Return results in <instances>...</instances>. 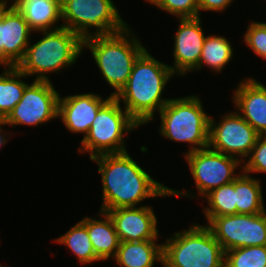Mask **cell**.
<instances>
[{"instance_id": "f546056e", "label": "cell", "mask_w": 266, "mask_h": 267, "mask_svg": "<svg viewBox=\"0 0 266 267\" xmlns=\"http://www.w3.org/2000/svg\"><path fill=\"white\" fill-rule=\"evenodd\" d=\"M233 0H198L199 17L202 11L222 12L226 10Z\"/></svg>"}, {"instance_id": "f1b7e54d", "label": "cell", "mask_w": 266, "mask_h": 267, "mask_svg": "<svg viewBox=\"0 0 266 267\" xmlns=\"http://www.w3.org/2000/svg\"><path fill=\"white\" fill-rule=\"evenodd\" d=\"M244 42L255 54L266 60V23L251 22L244 34Z\"/></svg>"}, {"instance_id": "7402d4cb", "label": "cell", "mask_w": 266, "mask_h": 267, "mask_svg": "<svg viewBox=\"0 0 266 267\" xmlns=\"http://www.w3.org/2000/svg\"><path fill=\"white\" fill-rule=\"evenodd\" d=\"M25 76L17 67L12 66H7L0 74V118H6L20 102L25 88L29 85L21 79Z\"/></svg>"}, {"instance_id": "5bb4252c", "label": "cell", "mask_w": 266, "mask_h": 267, "mask_svg": "<svg viewBox=\"0 0 266 267\" xmlns=\"http://www.w3.org/2000/svg\"><path fill=\"white\" fill-rule=\"evenodd\" d=\"M179 28L174 38L173 73L184 75L196 70L202 52L205 34L202 30L201 17L179 18Z\"/></svg>"}, {"instance_id": "9c48e42d", "label": "cell", "mask_w": 266, "mask_h": 267, "mask_svg": "<svg viewBox=\"0 0 266 267\" xmlns=\"http://www.w3.org/2000/svg\"><path fill=\"white\" fill-rule=\"evenodd\" d=\"M206 219L207 226L225 252L241 247L266 246V211Z\"/></svg>"}, {"instance_id": "ba28073f", "label": "cell", "mask_w": 266, "mask_h": 267, "mask_svg": "<svg viewBox=\"0 0 266 267\" xmlns=\"http://www.w3.org/2000/svg\"><path fill=\"white\" fill-rule=\"evenodd\" d=\"M63 28L77 33L83 40L110 35L128 25L122 20L112 0H61ZM96 28L90 32V28Z\"/></svg>"}, {"instance_id": "7c38bea8", "label": "cell", "mask_w": 266, "mask_h": 267, "mask_svg": "<svg viewBox=\"0 0 266 267\" xmlns=\"http://www.w3.org/2000/svg\"><path fill=\"white\" fill-rule=\"evenodd\" d=\"M222 116L218 124L210 117L209 147L225 155L238 156L243 163L259 134L237 111Z\"/></svg>"}, {"instance_id": "8992f818", "label": "cell", "mask_w": 266, "mask_h": 267, "mask_svg": "<svg viewBox=\"0 0 266 267\" xmlns=\"http://www.w3.org/2000/svg\"><path fill=\"white\" fill-rule=\"evenodd\" d=\"M159 114L161 136L189 143L186 153L209 147L210 116L197 95L170 99Z\"/></svg>"}, {"instance_id": "277c9868", "label": "cell", "mask_w": 266, "mask_h": 267, "mask_svg": "<svg viewBox=\"0 0 266 267\" xmlns=\"http://www.w3.org/2000/svg\"><path fill=\"white\" fill-rule=\"evenodd\" d=\"M43 38L26 48L23 59L16 66L26 76L34 80L50 81L48 73L60 72L72 66L81 55L83 39L67 28L41 31Z\"/></svg>"}, {"instance_id": "603a6c76", "label": "cell", "mask_w": 266, "mask_h": 267, "mask_svg": "<svg viewBox=\"0 0 266 267\" xmlns=\"http://www.w3.org/2000/svg\"><path fill=\"white\" fill-rule=\"evenodd\" d=\"M59 244H64L76 255L82 264L101 261L94 252L92 242L86 228V217L75 224L67 233L54 240Z\"/></svg>"}, {"instance_id": "4fadbf2b", "label": "cell", "mask_w": 266, "mask_h": 267, "mask_svg": "<svg viewBox=\"0 0 266 267\" xmlns=\"http://www.w3.org/2000/svg\"><path fill=\"white\" fill-rule=\"evenodd\" d=\"M7 4L0 10V60L6 66L16 67L31 43L33 31L15 5L7 8Z\"/></svg>"}, {"instance_id": "9a60e30c", "label": "cell", "mask_w": 266, "mask_h": 267, "mask_svg": "<svg viewBox=\"0 0 266 267\" xmlns=\"http://www.w3.org/2000/svg\"><path fill=\"white\" fill-rule=\"evenodd\" d=\"M151 206L121 207L108 210L120 242L157 240V217Z\"/></svg>"}, {"instance_id": "3957f363", "label": "cell", "mask_w": 266, "mask_h": 267, "mask_svg": "<svg viewBox=\"0 0 266 267\" xmlns=\"http://www.w3.org/2000/svg\"><path fill=\"white\" fill-rule=\"evenodd\" d=\"M131 29L110 35L93 36L83 40L106 82L113 87L110 96H116L127 83L137 58L146 50ZM130 37V38H129Z\"/></svg>"}, {"instance_id": "ffe728a7", "label": "cell", "mask_w": 266, "mask_h": 267, "mask_svg": "<svg viewBox=\"0 0 266 267\" xmlns=\"http://www.w3.org/2000/svg\"><path fill=\"white\" fill-rule=\"evenodd\" d=\"M105 219L86 217V228L95 255L102 261L114 258L119 248V238L114 223L107 212L100 211Z\"/></svg>"}, {"instance_id": "d6a6232c", "label": "cell", "mask_w": 266, "mask_h": 267, "mask_svg": "<svg viewBox=\"0 0 266 267\" xmlns=\"http://www.w3.org/2000/svg\"><path fill=\"white\" fill-rule=\"evenodd\" d=\"M0 65L6 68V65L0 60Z\"/></svg>"}, {"instance_id": "8fae6325", "label": "cell", "mask_w": 266, "mask_h": 267, "mask_svg": "<svg viewBox=\"0 0 266 267\" xmlns=\"http://www.w3.org/2000/svg\"><path fill=\"white\" fill-rule=\"evenodd\" d=\"M52 81L34 80L23 93L20 102L5 118L9 126L27 125L37 126L58 118L57 90Z\"/></svg>"}, {"instance_id": "ac0fdd59", "label": "cell", "mask_w": 266, "mask_h": 267, "mask_svg": "<svg viewBox=\"0 0 266 267\" xmlns=\"http://www.w3.org/2000/svg\"><path fill=\"white\" fill-rule=\"evenodd\" d=\"M13 4L33 32L62 28L55 25L62 20L61 0H14Z\"/></svg>"}, {"instance_id": "5b68a950", "label": "cell", "mask_w": 266, "mask_h": 267, "mask_svg": "<svg viewBox=\"0 0 266 267\" xmlns=\"http://www.w3.org/2000/svg\"><path fill=\"white\" fill-rule=\"evenodd\" d=\"M163 267H224L225 251L210 228L195 223L163 243Z\"/></svg>"}, {"instance_id": "d4e9b609", "label": "cell", "mask_w": 266, "mask_h": 267, "mask_svg": "<svg viewBox=\"0 0 266 267\" xmlns=\"http://www.w3.org/2000/svg\"><path fill=\"white\" fill-rule=\"evenodd\" d=\"M208 207L204 208L205 217H219L237 214L235 180L211 190L204 196Z\"/></svg>"}, {"instance_id": "30bf717a", "label": "cell", "mask_w": 266, "mask_h": 267, "mask_svg": "<svg viewBox=\"0 0 266 267\" xmlns=\"http://www.w3.org/2000/svg\"><path fill=\"white\" fill-rule=\"evenodd\" d=\"M185 160L196 189L203 197L211 190L234 181L240 174L235 171L242 163L238 158L219 153L210 147L186 153Z\"/></svg>"}, {"instance_id": "52a82bcc", "label": "cell", "mask_w": 266, "mask_h": 267, "mask_svg": "<svg viewBox=\"0 0 266 267\" xmlns=\"http://www.w3.org/2000/svg\"><path fill=\"white\" fill-rule=\"evenodd\" d=\"M140 125L112 97L98 112L86 136L81 140L79 153L88 152L90 159L103 154L125 152L124 135ZM127 132V133H126Z\"/></svg>"}, {"instance_id": "d6986e66", "label": "cell", "mask_w": 266, "mask_h": 267, "mask_svg": "<svg viewBox=\"0 0 266 267\" xmlns=\"http://www.w3.org/2000/svg\"><path fill=\"white\" fill-rule=\"evenodd\" d=\"M156 240L120 242L114 257L121 267H154L159 261L162 265L163 244Z\"/></svg>"}, {"instance_id": "7a4b0ae2", "label": "cell", "mask_w": 266, "mask_h": 267, "mask_svg": "<svg viewBox=\"0 0 266 267\" xmlns=\"http://www.w3.org/2000/svg\"><path fill=\"white\" fill-rule=\"evenodd\" d=\"M174 75L171 67L149 54L147 49L135 61L125 86L114 96L123 101L124 109L141 126L154 120L155 110L170 101L162 92Z\"/></svg>"}, {"instance_id": "4dcf8cb0", "label": "cell", "mask_w": 266, "mask_h": 267, "mask_svg": "<svg viewBox=\"0 0 266 267\" xmlns=\"http://www.w3.org/2000/svg\"><path fill=\"white\" fill-rule=\"evenodd\" d=\"M3 125H8L7 124V122H6V120H5V118H0V148L2 147V146H4V144H6V142H7V134H5L4 133V135L2 134L3 133V130H2V126ZM2 132V133H1Z\"/></svg>"}, {"instance_id": "cb8c5ba5", "label": "cell", "mask_w": 266, "mask_h": 267, "mask_svg": "<svg viewBox=\"0 0 266 267\" xmlns=\"http://www.w3.org/2000/svg\"><path fill=\"white\" fill-rule=\"evenodd\" d=\"M233 56L231 43L222 36L209 35L205 37L199 65L196 69L203 68L205 64L214 72H221L222 68L228 64Z\"/></svg>"}, {"instance_id": "4316f807", "label": "cell", "mask_w": 266, "mask_h": 267, "mask_svg": "<svg viewBox=\"0 0 266 267\" xmlns=\"http://www.w3.org/2000/svg\"><path fill=\"white\" fill-rule=\"evenodd\" d=\"M151 5L179 18L199 17L198 0H147Z\"/></svg>"}, {"instance_id": "484cf974", "label": "cell", "mask_w": 266, "mask_h": 267, "mask_svg": "<svg viewBox=\"0 0 266 267\" xmlns=\"http://www.w3.org/2000/svg\"><path fill=\"white\" fill-rule=\"evenodd\" d=\"M224 267H266V246H250L225 252Z\"/></svg>"}, {"instance_id": "2e32d148", "label": "cell", "mask_w": 266, "mask_h": 267, "mask_svg": "<svg viewBox=\"0 0 266 267\" xmlns=\"http://www.w3.org/2000/svg\"><path fill=\"white\" fill-rule=\"evenodd\" d=\"M112 98L103 99L95 93L75 94L58 101V118L73 133H84L86 136L92 126L97 112Z\"/></svg>"}, {"instance_id": "83f0119b", "label": "cell", "mask_w": 266, "mask_h": 267, "mask_svg": "<svg viewBox=\"0 0 266 267\" xmlns=\"http://www.w3.org/2000/svg\"><path fill=\"white\" fill-rule=\"evenodd\" d=\"M249 159L242 165V173H266V135H259Z\"/></svg>"}, {"instance_id": "44dd1931", "label": "cell", "mask_w": 266, "mask_h": 267, "mask_svg": "<svg viewBox=\"0 0 266 267\" xmlns=\"http://www.w3.org/2000/svg\"><path fill=\"white\" fill-rule=\"evenodd\" d=\"M237 214H259L266 211L260 180L241 173L235 179Z\"/></svg>"}, {"instance_id": "1f68e13d", "label": "cell", "mask_w": 266, "mask_h": 267, "mask_svg": "<svg viewBox=\"0 0 266 267\" xmlns=\"http://www.w3.org/2000/svg\"><path fill=\"white\" fill-rule=\"evenodd\" d=\"M6 3H8L7 0H0V10Z\"/></svg>"}, {"instance_id": "6da1fadb", "label": "cell", "mask_w": 266, "mask_h": 267, "mask_svg": "<svg viewBox=\"0 0 266 267\" xmlns=\"http://www.w3.org/2000/svg\"><path fill=\"white\" fill-rule=\"evenodd\" d=\"M98 166L103 184V202L99 211L136 207L145 199L165 196H190L187 191L168 188L152 179L127 151L91 158Z\"/></svg>"}, {"instance_id": "e0dca14e", "label": "cell", "mask_w": 266, "mask_h": 267, "mask_svg": "<svg viewBox=\"0 0 266 267\" xmlns=\"http://www.w3.org/2000/svg\"><path fill=\"white\" fill-rule=\"evenodd\" d=\"M235 107L259 135H266V86L249 78L242 80L233 94Z\"/></svg>"}]
</instances>
